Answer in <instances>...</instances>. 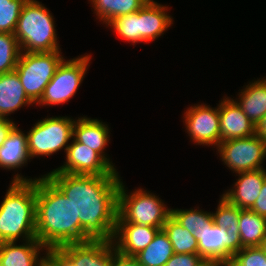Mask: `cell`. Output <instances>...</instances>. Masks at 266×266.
<instances>
[{"mask_svg": "<svg viewBox=\"0 0 266 266\" xmlns=\"http://www.w3.org/2000/svg\"><path fill=\"white\" fill-rule=\"evenodd\" d=\"M46 176L71 201L83 228V242L113 241L118 216L119 175H73L50 171Z\"/></svg>", "mask_w": 266, "mask_h": 266, "instance_id": "obj_1", "label": "cell"}, {"mask_svg": "<svg viewBox=\"0 0 266 266\" xmlns=\"http://www.w3.org/2000/svg\"><path fill=\"white\" fill-rule=\"evenodd\" d=\"M36 238L47 249L83 242L71 201L46 175L36 179Z\"/></svg>", "mask_w": 266, "mask_h": 266, "instance_id": "obj_2", "label": "cell"}, {"mask_svg": "<svg viewBox=\"0 0 266 266\" xmlns=\"http://www.w3.org/2000/svg\"><path fill=\"white\" fill-rule=\"evenodd\" d=\"M36 179L13 177L0 205V243L37 239Z\"/></svg>", "mask_w": 266, "mask_h": 266, "instance_id": "obj_3", "label": "cell"}, {"mask_svg": "<svg viewBox=\"0 0 266 266\" xmlns=\"http://www.w3.org/2000/svg\"><path fill=\"white\" fill-rule=\"evenodd\" d=\"M54 22L52 14L44 5L37 0H26L14 31L21 52L61 50Z\"/></svg>", "mask_w": 266, "mask_h": 266, "instance_id": "obj_4", "label": "cell"}, {"mask_svg": "<svg viewBox=\"0 0 266 266\" xmlns=\"http://www.w3.org/2000/svg\"><path fill=\"white\" fill-rule=\"evenodd\" d=\"M123 182L118 191V216L116 223H136L155 228H162L171 209L166 207L162 199L143 189L126 192Z\"/></svg>", "mask_w": 266, "mask_h": 266, "instance_id": "obj_5", "label": "cell"}, {"mask_svg": "<svg viewBox=\"0 0 266 266\" xmlns=\"http://www.w3.org/2000/svg\"><path fill=\"white\" fill-rule=\"evenodd\" d=\"M64 60L61 50L51 52H21L15 71L28 98L37 105L45 87Z\"/></svg>", "mask_w": 266, "mask_h": 266, "instance_id": "obj_6", "label": "cell"}, {"mask_svg": "<svg viewBox=\"0 0 266 266\" xmlns=\"http://www.w3.org/2000/svg\"><path fill=\"white\" fill-rule=\"evenodd\" d=\"M75 120L70 117H48L38 121L27 132L28 150L31 158L50 156L68 148L73 138Z\"/></svg>", "mask_w": 266, "mask_h": 266, "instance_id": "obj_7", "label": "cell"}, {"mask_svg": "<svg viewBox=\"0 0 266 266\" xmlns=\"http://www.w3.org/2000/svg\"><path fill=\"white\" fill-rule=\"evenodd\" d=\"M45 254L58 266H113V241L71 243L48 248Z\"/></svg>", "mask_w": 266, "mask_h": 266, "instance_id": "obj_8", "label": "cell"}, {"mask_svg": "<svg viewBox=\"0 0 266 266\" xmlns=\"http://www.w3.org/2000/svg\"><path fill=\"white\" fill-rule=\"evenodd\" d=\"M91 55H85L70 60H63L55 74L45 87L38 105H59L68 102L81 85L89 67Z\"/></svg>", "mask_w": 266, "mask_h": 266, "instance_id": "obj_9", "label": "cell"}, {"mask_svg": "<svg viewBox=\"0 0 266 266\" xmlns=\"http://www.w3.org/2000/svg\"><path fill=\"white\" fill-rule=\"evenodd\" d=\"M224 165L234 171L247 172L263 169L266 143L256 134L246 138L225 140L217 147Z\"/></svg>", "mask_w": 266, "mask_h": 266, "instance_id": "obj_10", "label": "cell"}, {"mask_svg": "<svg viewBox=\"0 0 266 266\" xmlns=\"http://www.w3.org/2000/svg\"><path fill=\"white\" fill-rule=\"evenodd\" d=\"M194 236L198 241L200 257L221 265L230 264L233 256L243 248L239 233L224 229L214 222L201 228Z\"/></svg>", "mask_w": 266, "mask_h": 266, "instance_id": "obj_11", "label": "cell"}, {"mask_svg": "<svg viewBox=\"0 0 266 266\" xmlns=\"http://www.w3.org/2000/svg\"><path fill=\"white\" fill-rule=\"evenodd\" d=\"M206 104L190 106L184 112V125L190 139L198 145L220 144L219 105L212 108Z\"/></svg>", "mask_w": 266, "mask_h": 266, "instance_id": "obj_12", "label": "cell"}, {"mask_svg": "<svg viewBox=\"0 0 266 266\" xmlns=\"http://www.w3.org/2000/svg\"><path fill=\"white\" fill-rule=\"evenodd\" d=\"M64 165L54 169L73 175H119L98 152L90 147L77 142L74 138L66 149Z\"/></svg>", "mask_w": 266, "mask_h": 266, "instance_id": "obj_13", "label": "cell"}, {"mask_svg": "<svg viewBox=\"0 0 266 266\" xmlns=\"http://www.w3.org/2000/svg\"><path fill=\"white\" fill-rule=\"evenodd\" d=\"M220 142L255 135V125L230 97L219 102Z\"/></svg>", "mask_w": 266, "mask_h": 266, "instance_id": "obj_14", "label": "cell"}, {"mask_svg": "<svg viewBox=\"0 0 266 266\" xmlns=\"http://www.w3.org/2000/svg\"><path fill=\"white\" fill-rule=\"evenodd\" d=\"M160 229L136 223H116L113 243L119 253L135 256L152 242Z\"/></svg>", "mask_w": 266, "mask_h": 266, "instance_id": "obj_15", "label": "cell"}, {"mask_svg": "<svg viewBox=\"0 0 266 266\" xmlns=\"http://www.w3.org/2000/svg\"><path fill=\"white\" fill-rule=\"evenodd\" d=\"M238 180L232 189L222 196L240 209H250L258 198L262 185L266 180V170L238 172Z\"/></svg>", "mask_w": 266, "mask_h": 266, "instance_id": "obj_16", "label": "cell"}, {"mask_svg": "<svg viewBox=\"0 0 266 266\" xmlns=\"http://www.w3.org/2000/svg\"><path fill=\"white\" fill-rule=\"evenodd\" d=\"M109 132L107 124L86 116L76 119L73 126V138L98 152L117 171L104 152L106 145H108Z\"/></svg>", "mask_w": 266, "mask_h": 266, "instance_id": "obj_17", "label": "cell"}, {"mask_svg": "<svg viewBox=\"0 0 266 266\" xmlns=\"http://www.w3.org/2000/svg\"><path fill=\"white\" fill-rule=\"evenodd\" d=\"M167 6L149 0L140 9V42H151L159 38L173 24L166 12Z\"/></svg>", "mask_w": 266, "mask_h": 266, "instance_id": "obj_18", "label": "cell"}, {"mask_svg": "<svg viewBox=\"0 0 266 266\" xmlns=\"http://www.w3.org/2000/svg\"><path fill=\"white\" fill-rule=\"evenodd\" d=\"M43 249L47 250L37 239L27 240L22 245L1 242L0 266H39L44 258L39 255Z\"/></svg>", "mask_w": 266, "mask_h": 266, "instance_id": "obj_19", "label": "cell"}, {"mask_svg": "<svg viewBox=\"0 0 266 266\" xmlns=\"http://www.w3.org/2000/svg\"><path fill=\"white\" fill-rule=\"evenodd\" d=\"M32 104L15 70L0 74V118H7L19 108Z\"/></svg>", "mask_w": 266, "mask_h": 266, "instance_id": "obj_20", "label": "cell"}, {"mask_svg": "<svg viewBox=\"0 0 266 266\" xmlns=\"http://www.w3.org/2000/svg\"><path fill=\"white\" fill-rule=\"evenodd\" d=\"M30 159L27 134L16 125L0 147V168L18 169L26 165Z\"/></svg>", "mask_w": 266, "mask_h": 266, "instance_id": "obj_21", "label": "cell"}, {"mask_svg": "<svg viewBox=\"0 0 266 266\" xmlns=\"http://www.w3.org/2000/svg\"><path fill=\"white\" fill-rule=\"evenodd\" d=\"M245 115L256 124L266 114V78L250 82L235 99Z\"/></svg>", "mask_w": 266, "mask_h": 266, "instance_id": "obj_22", "label": "cell"}, {"mask_svg": "<svg viewBox=\"0 0 266 266\" xmlns=\"http://www.w3.org/2000/svg\"><path fill=\"white\" fill-rule=\"evenodd\" d=\"M239 235L242 247H260L266 236V217L250 209H240Z\"/></svg>", "mask_w": 266, "mask_h": 266, "instance_id": "obj_23", "label": "cell"}, {"mask_svg": "<svg viewBox=\"0 0 266 266\" xmlns=\"http://www.w3.org/2000/svg\"><path fill=\"white\" fill-rule=\"evenodd\" d=\"M173 254L167 234L160 229L152 242L134 257L142 266H164Z\"/></svg>", "mask_w": 266, "mask_h": 266, "instance_id": "obj_24", "label": "cell"}, {"mask_svg": "<svg viewBox=\"0 0 266 266\" xmlns=\"http://www.w3.org/2000/svg\"><path fill=\"white\" fill-rule=\"evenodd\" d=\"M148 0H91L96 16L106 25L113 19L140 10Z\"/></svg>", "mask_w": 266, "mask_h": 266, "instance_id": "obj_25", "label": "cell"}, {"mask_svg": "<svg viewBox=\"0 0 266 266\" xmlns=\"http://www.w3.org/2000/svg\"><path fill=\"white\" fill-rule=\"evenodd\" d=\"M162 229L167 234L174 253L198 254V241L194 234L183 228L171 215Z\"/></svg>", "mask_w": 266, "mask_h": 266, "instance_id": "obj_26", "label": "cell"}, {"mask_svg": "<svg viewBox=\"0 0 266 266\" xmlns=\"http://www.w3.org/2000/svg\"><path fill=\"white\" fill-rule=\"evenodd\" d=\"M171 216L194 235L206 225L213 224L212 213L199 209H171Z\"/></svg>", "mask_w": 266, "mask_h": 266, "instance_id": "obj_27", "label": "cell"}, {"mask_svg": "<svg viewBox=\"0 0 266 266\" xmlns=\"http://www.w3.org/2000/svg\"><path fill=\"white\" fill-rule=\"evenodd\" d=\"M21 54L17 38L12 33H0V74L14 71Z\"/></svg>", "mask_w": 266, "mask_h": 266, "instance_id": "obj_28", "label": "cell"}, {"mask_svg": "<svg viewBox=\"0 0 266 266\" xmlns=\"http://www.w3.org/2000/svg\"><path fill=\"white\" fill-rule=\"evenodd\" d=\"M107 26L112 27L118 36L128 42H140V10L119 16L111 20Z\"/></svg>", "mask_w": 266, "mask_h": 266, "instance_id": "obj_29", "label": "cell"}, {"mask_svg": "<svg viewBox=\"0 0 266 266\" xmlns=\"http://www.w3.org/2000/svg\"><path fill=\"white\" fill-rule=\"evenodd\" d=\"M219 205L217 206L216 213L212 212L214 224L223 227L224 229L235 230L239 233V217L240 208L231 204L223 196L220 197Z\"/></svg>", "mask_w": 266, "mask_h": 266, "instance_id": "obj_30", "label": "cell"}, {"mask_svg": "<svg viewBox=\"0 0 266 266\" xmlns=\"http://www.w3.org/2000/svg\"><path fill=\"white\" fill-rule=\"evenodd\" d=\"M25 2L26 0H0V33L14 34Z\"/></svg>", "mask_w": 266, "mask_h": 266, "instance_id": "obj_31", "label": "cell"}, {"mask_svg": "<svg viewBox=\"0 0 266 266\" xmlns=\"http://www.w3.org/2000/svg\"><path fill=\"white\" fill-rule=\"evenodd\" d=\"M230 266H266V254L260 247H244L237 252Z\"/></svg>", "mask_w": 266, "mask_h": 266, "instance_id": "obj_32", "label": "cell"}, {"mask_svg": "<svg viewBox=\"0 0 266 266\" xmlns=\"http://www.w3.org/2000/svg\"><path fill=\"white\" fill-rule=\"evenodd\" d=\"M202 261L199 254L174 253L164 266H198Z\"/></svg>", "mask_w": 266, "mask_h": 266, "instance_id": "obj_33", "label": "cell"}, {"mask_svg": "<svg viewBox=\"0 0 266 266\" xmlns=\"http://www.w3.org/2000/svg\"><path fill=\"white\" fill-rule=\"evenodd\" d=\"M113 266H142L134 256L119 253L113 243Z\"/></svg>", "mask_w": 266, "mask_h": 266, "instance_id": "obj_34", "label": "cell"}, {"mask_svg": "<svg viewBox=\"0 0 266 266\" xmlns=\"http://www.w3.org/2000/svg\"><path fill=\"white\" fill-rule=\"evenodd\" d=\"M253 212L266 217V180L264 181L261 192L253 206L250 208Z\"/></svg>", "mask_w": 266, "mask_h": 266, "instance_id": "obj_35", "label": "cell"}, {"mask_svg": "<svg viewBox=\"0 0 266 266\" xmlns=\"http://www.w3.org/2000/svg\"><path fill=\"white\" fill-rule=\"evenodd\" d=\"M16 126L15 122L7 118H0V147L9 136L12 129Z\"/></svg>", "mask_w": 266, "mask_h": 266, "instance_id": "obj_36", "label": "cell"}, {"mask_svg": "<svg viewBox=\"0 0 266 266\" xmlns=\"http://www.w3.org/2000/svg\"><path fill=\"white\" fill-rule=\"evenodd\" d=\"M255 134L266 143V114L256 124Z\"/></svg>", "mask_w": 266, "mask_h": 266, "instance_id": "obj_37", "label": "cell"}, {"mask_svg": "<svg viewBox=\"0 0 266 266\" xmlns=\"http://www.w3.org/2000/svg\"><path fill=\"white\" fill-rule=\"evenodd\" d=\"M39 266H58V265L46 254L44 255V258Z\"/></svg>", "mask_w": 266, "mask_h": 266, "instance_id": "obj_38", "label": "cell"}, {"mask_svg": "<svg viewBox=\"0 0 266 266\" xmlns=\"http://www.w3.org/2000/svg\"><path fill=\"white\" fill-rule=\"evenodd\" d=\"M198 266H222V265L215 261L203 260Z\"/></svg>", "mask_w": 266, "mask_h": 266, "instance_id": "obj_39", "label": "cell"}, {"mask_svg": "<svg viewBox=\"0 0 266 266\" xmlns=\"http://www.w3.org/2000/svg\"><path fill=\"white\" fill-rule=\"evenodd\" d=\"M260 248L265 252L266 254V236L265 238L263 239L261 245H260Z\"/></svg>", "mask_w": 266, "mask_h": 266, "instance_id": "obj_40", "label": "cell"}]
</instances>
